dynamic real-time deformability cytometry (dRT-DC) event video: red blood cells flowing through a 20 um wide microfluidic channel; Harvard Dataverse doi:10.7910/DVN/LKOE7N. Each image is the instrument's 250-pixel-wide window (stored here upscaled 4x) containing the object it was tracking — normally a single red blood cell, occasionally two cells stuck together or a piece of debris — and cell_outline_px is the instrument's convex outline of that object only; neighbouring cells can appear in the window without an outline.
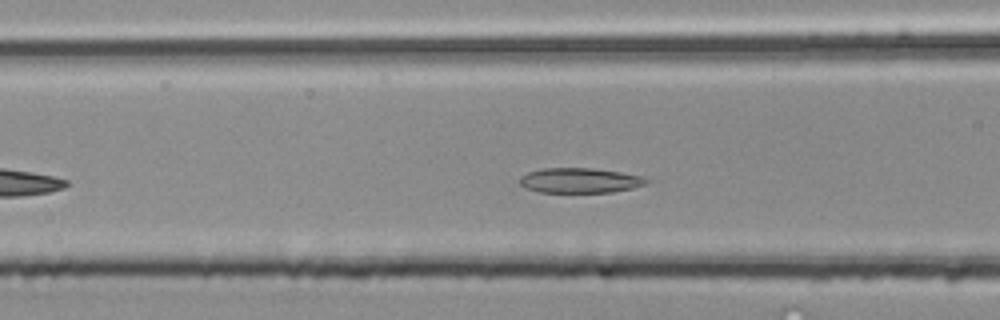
{"species": "common noctule bat (a hibernating species)", "species_latin": "Nyctalus noctula", "temperature_condition": "room temperature", "stored_images_in_passage": 33, "camera_frame_rate_fps": 3000, "um_per_image_px": 0.085, "animal": {"sex": "male", "body_mass_g": 20.4}, "frame": {"image": 1, "passage_image": 10, "time_ms": 3.0, "image_size_px": [1000, 320], "cell_outline_px": [[652, 180], [644, 184], [632, 188], [612, 192], [540, 192], [524, 188], [520, 184], [520, 176], [528, 172], [540, 168], [592, 168], [620, 172], [644, 176]], "centroid_in_image_um": [49.28, 15.33], "position_along_channel_um": 117.3, "area_um2": 18.55}}
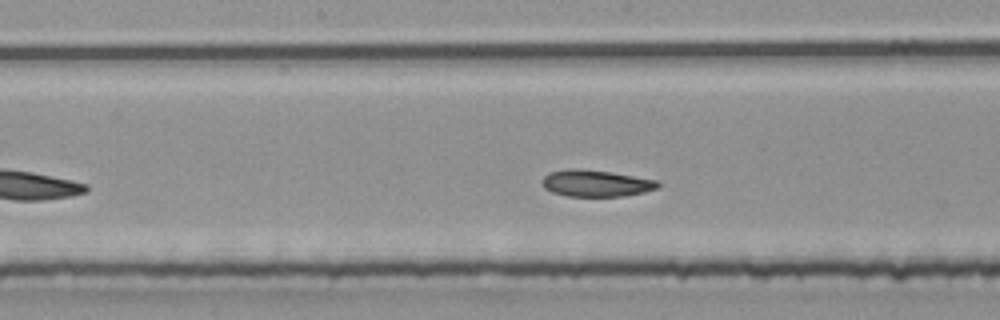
{"frame": {"image": 2, "passage_image": 16, "time_ms": 5.0, "image_size_px": [1000, 320], "cell_outline_px": [[660, 188], [644, 192], [624, 196], [568, 196], [552, 192], [544, 188], [540, 180], [548, 172], [572, 168], [576, 168], [612, 172], [656, 180], [660, 184]], "centroid_in_image_um": [50.64, 15.57], "position_along_channel_um": 197.6, "area_um2": 18.09}}
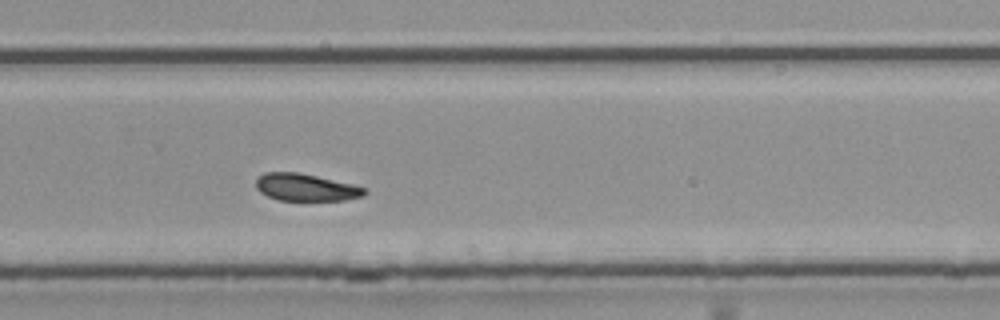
{"frame": {"image": 3, "passage_image": 24, "time_ms": 7.667, "image_size_px": [1000, 320], "cell_outline_px": [[368, 192], [364, 196], [344, 200], [276, 200], [260, 192], [256, 188], [256, 180], [264, 172], [296, 172], [316, 176], [352, 184], [368, 188]], "centroid_in_image_um": [26.01, 15.93], "position_along_channel_um": 303.8, "area_um2": 17.22}, "authors_computed_cell_mechanics": {"area_um2": 18.2648, "velocity_mm_per_s": 4.0109, "shape_relaxation_time_tau1_ms": 3.1289, "shape_relaxation_time_tau2_ms": 3.2324, "deformation_change_tau1": 0.1003, "deformation_change_tau2": 0.0901}}